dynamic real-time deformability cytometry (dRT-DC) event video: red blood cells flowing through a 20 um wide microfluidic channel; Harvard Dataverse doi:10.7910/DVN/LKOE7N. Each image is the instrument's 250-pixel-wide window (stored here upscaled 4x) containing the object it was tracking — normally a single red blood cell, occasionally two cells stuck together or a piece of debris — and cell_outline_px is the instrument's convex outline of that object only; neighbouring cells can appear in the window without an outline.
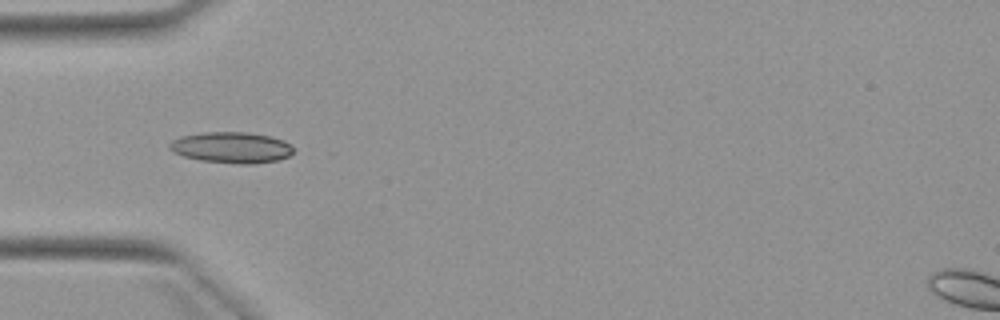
{"species": "Egyptian fruit bat (a non-hibernating species)", "species_latin": "Rousettus aegyptiacus", "temperature_condition": "warm", "stored_images_in_passage": 5, "camera_frame_rate_fps": 3000, "um_per_image_px": 0.085, "animal": {"sex": "female"}, "frame": {"image": 1, "passage_image": 2, "time_ms": 1.333, "image_size_px": [1000, 320], "cell_outline_px": [[292, 152], [288, 156], [280, 160], [252, 164], [240, 164], [200, 160], [184, 156], [168, 148], [168, 144], [172, 140], [180, 136], [204, 132], [248, 132], [268, 136], [284, 140], [292, 144]], "centroid_in_image_um": [19.68, 12.53], "position_along_channel_um": 65.3, "area_um2": 22.43}}
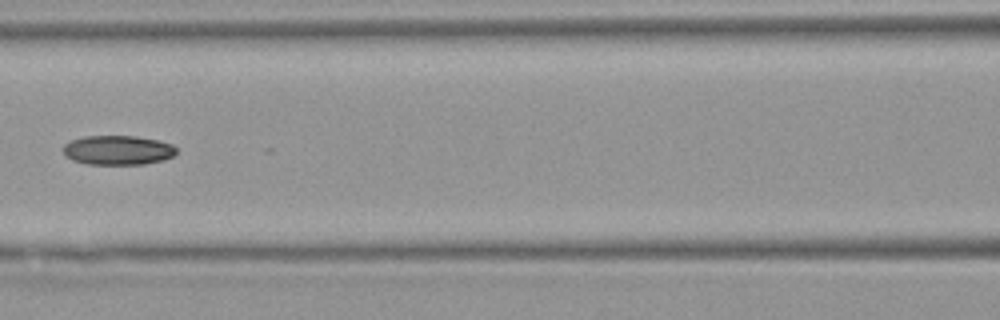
{"frame": {"image": 2, "passage_image": 4, "time_ms": 3.667, "image_size_px": [1000, 320], "cell_outline_px": [[176, 152], [172, 156], [164, 160], [144, 164], [88, 164], [72, 160], [64, 152], [64, 144], [72, 140], [84, 136], [136, 136], [160, 140], [172, 144], [176, 148]], "centroid_in_image_um": [10.05, 12.76], "position_along_channel_um": 156.6, "area_um2": 19.36}}
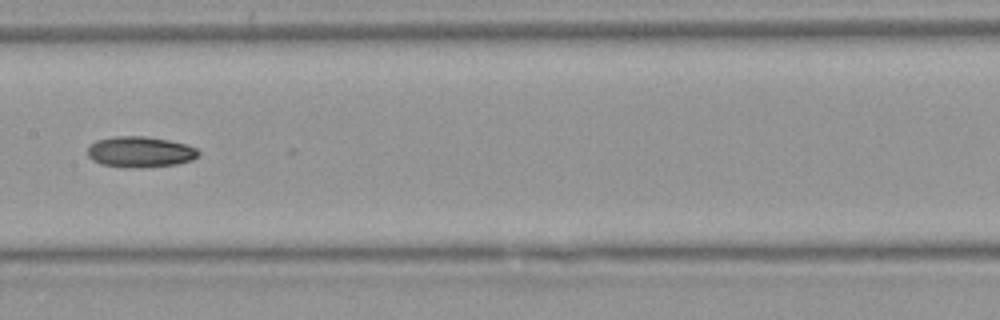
{"frame": {"image": 3, "passage_image": 5, "time_ms": 4.667, "image_size_px": [1000, 320], "cell_outline_px": [[200, 152], [192, 160], [176, 164], [136, 168], [132, 168], [100, 164], [92, 160], [88, 156], [88, 144], [96, 140], [116, 136], [144, 136], [168, 140], [184, 144], [196, 148]], "centroid_in_image_um": [11.86, 12.91], "position_along_channel_um": 195.5, "area_um2": 19.88}}